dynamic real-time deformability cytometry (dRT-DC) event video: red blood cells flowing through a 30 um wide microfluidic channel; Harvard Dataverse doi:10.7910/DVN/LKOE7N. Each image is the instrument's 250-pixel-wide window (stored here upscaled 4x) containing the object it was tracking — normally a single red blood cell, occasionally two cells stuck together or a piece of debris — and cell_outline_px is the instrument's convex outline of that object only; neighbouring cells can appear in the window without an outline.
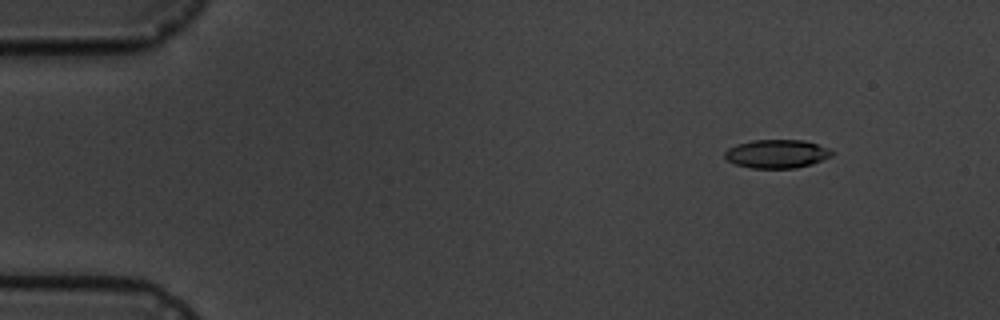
{"species": "common noctule bat (a hibernating species)", "species_latin": "Nyctalus noctula", "temperature_condition": "cold", "stored_images_in_passage": 5, "camera_frame_rate_fps": 3000, "um_per_image_px": 0.085, "animal": {"sex": "male", "body_mass_g": 19.5, "forearm_length_mm": 54.6}, "frame": {"image": 1, "passage_image": 1, "time_ms": 0.0, "image_size_px": [1000, 320], "cell_outline_px": [[836, 152], [832, 156], [812, 164], [796, 168], [752, 168], [736, 164], [728, 160], [724, 156], [724, 152], [728, 148], [736, 144], [752, 140], [804, 140], [828, 148]], "centroid_in_image_um": [66.04, 13.07], "position_along_channel_um": 19.0, "area_um2": 17.86}}
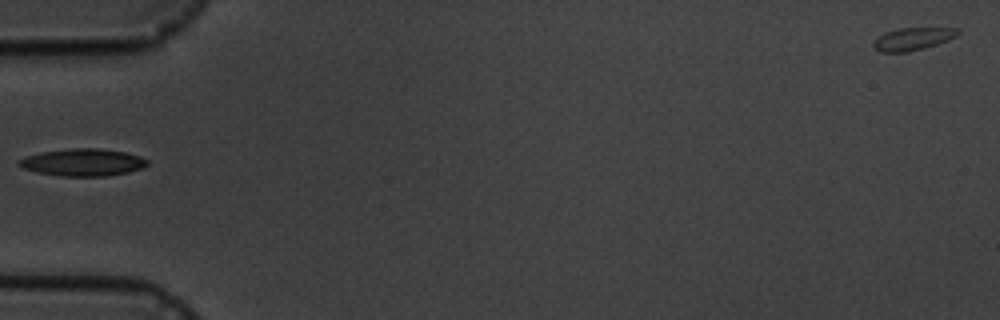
{"frame": {"image": 2, "passage_image": 4, "time_ms": 4.333, "image_size_px": [1000, 320], "cell_outline_px": [[148, 164], [140, 168], [128, 172], [108, 176], [60, 176], [36, 172], [24, 168], [16, 164], [24, 156], [40, 152], [72, 148], [100, 148], [124, 152], [140, 156], [148, 160]], "centroid_in_image_um": [7.02, 13.8], "position_along_channel_um": 78.0, "area_um2": 20.4}}
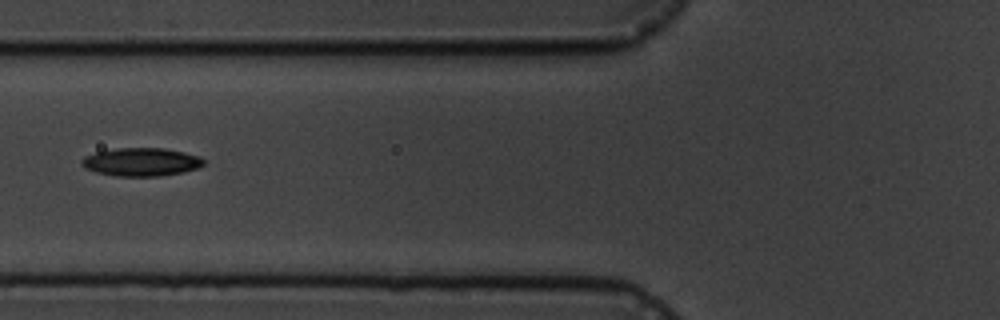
{"frame": {"image": 3, "passage_image": 5, "time_ms": 5.333, "image_size_px": [1000, 320], "cell_outline_px": [[204, 164], [196, 168], [184, 172], [160, 176], [116, 176], [96, 172], [84, 168], [80, 164], [80, 160], [84, 156], [96, 152], [116, 148], [164, 148], [184, 152], [200, 156], [204, 160]], "centroid_in_image_um": [11.98, 13.76], "position_along_channel_um": 113.8, "area_um2": 20.17}}